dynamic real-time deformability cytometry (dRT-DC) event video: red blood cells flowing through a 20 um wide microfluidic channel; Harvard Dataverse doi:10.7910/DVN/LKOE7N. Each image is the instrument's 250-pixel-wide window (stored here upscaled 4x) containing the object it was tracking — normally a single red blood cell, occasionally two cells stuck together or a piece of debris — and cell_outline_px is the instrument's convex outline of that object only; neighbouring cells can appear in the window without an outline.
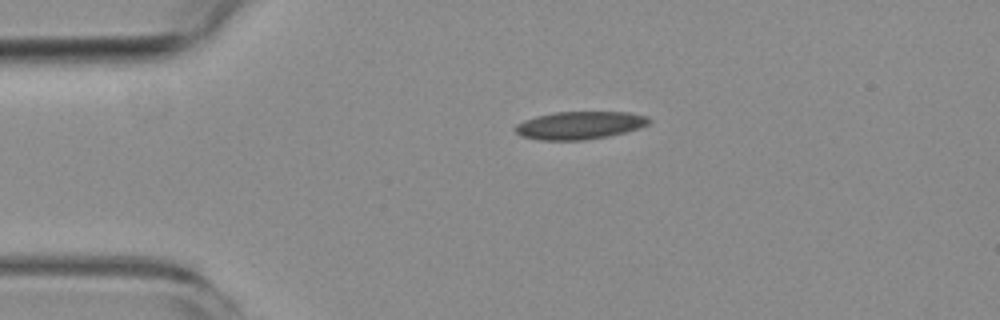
{"species": "common noctule bat (a hibernating species)", "species_latin": "Nyctalus noctula", "temperature_condition": "room temperature", "stored_images_in_passage": 3, "camera_frame_rate_fps": 3000, "um_per_image_px": 0.085, "animal": {"sex": "female", "body_mass_g": 19.3, "forearm_length_mm": 54.1}, "frame": {"image": 1, "passage_image": 1, "time_ms": 0.0, "image_size_px": [1000, 320], "cell_outline_px": [[652, 120], [648, 124], [640, 128], [608, 136], [584, 140], [540, 140], [520, 136], [516, 132], [516, 124], [524, 120], [536, 116], [556, 112], [628, 112], [648, 116]], "centroid_in_image_um": [49.29, 10.65], "position_along_channel_um": 35.7, "area_um2": 21.68}}